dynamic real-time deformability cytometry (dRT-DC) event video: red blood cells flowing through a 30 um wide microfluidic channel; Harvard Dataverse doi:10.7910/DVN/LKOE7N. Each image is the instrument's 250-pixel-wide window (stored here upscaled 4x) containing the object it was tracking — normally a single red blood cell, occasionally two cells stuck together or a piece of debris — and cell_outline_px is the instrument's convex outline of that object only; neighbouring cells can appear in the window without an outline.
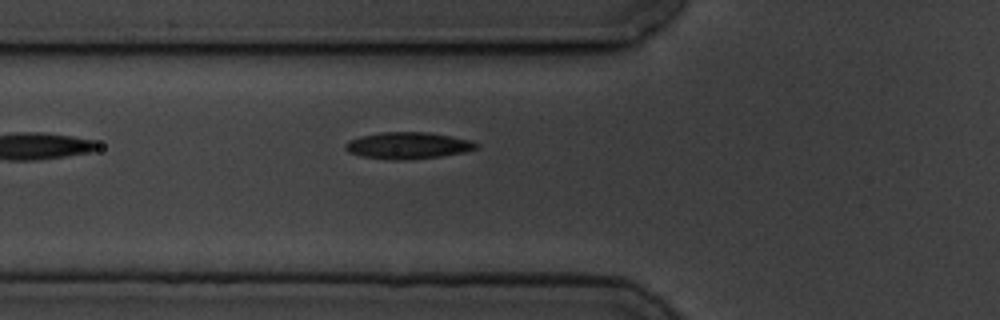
{"species": "common noctule bat (a hibernating species)", "species_latin": "Nyctalus noctula", "temperature_condition": "cold", "stored_images_in_passage": 4, "camera_frame_rate_fps": 3000, "um_per_image_px": 0.085, "animal": {"sex": "male", "body_mass_g": 19.5, "forearm_length_mm": 54.6}, "frame": {"image": 1, "passage_image": 4, "time_ms": 4.333, "image_size_px": [1000, 320], "cell_outline_px": [[480, 144], [476, 148], [464, 152], [440, 156], [404, 160], [392, 160], [360, 156], [348, 152], [344, 148], [344, 144], [348, 140], [360, 136], [380, 132], [428, 132], [468, 140]], "centroid_in_image_um": [34.6, 12.37], "position_along_channel_um": 91.2, "area_um2": 20.29}}